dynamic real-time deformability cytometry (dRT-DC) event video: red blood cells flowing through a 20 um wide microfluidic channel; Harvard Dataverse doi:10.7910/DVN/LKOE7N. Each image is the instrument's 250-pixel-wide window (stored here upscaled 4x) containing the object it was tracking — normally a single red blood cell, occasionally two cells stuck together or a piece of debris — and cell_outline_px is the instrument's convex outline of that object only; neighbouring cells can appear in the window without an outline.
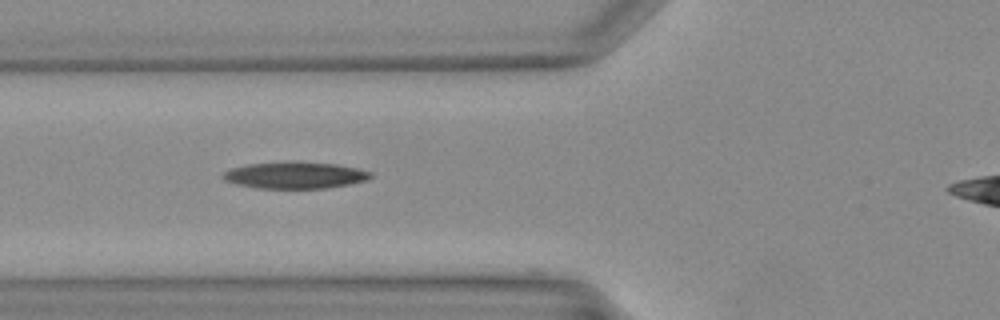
{"species": "Egyptian fruit bat (a non-hibernating species)", "species_latin": "Rousettus aegyptiacus", "temperature_condition": "warm", "stored_images_in_passage": 25, "camera_frame_rate_fps": 3000, "um_per_image_px": 0.085, "animal": {"sex": "female"}, "frame": {"image": 1, "passage_image": 4, "time_ms": 1.0, "image_size_px": [1000, 320], "cell_outline_px": [[372, 176], [368, 180], [348, 184], [324, 188], [256, 188], [236, 184], [224, 180], [220, 176], [224, 172], [232, 168], [248, 164], [288, 160], [296, 160], [336, 164], [356, 168], [372, 172]], "centroid_in_image_um": [25.05, 14.87], "position_along_channel_um": 100.7, "area_um2": 23.29}}
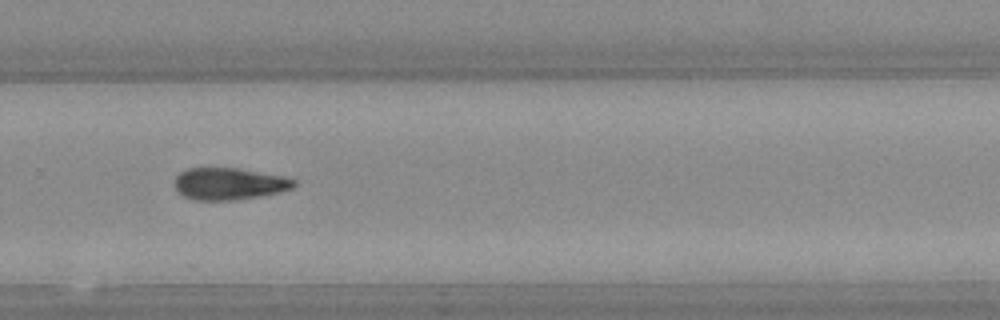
{"frame": {"image": 2, "passage_image": 16, "time_ms": 5.0, "image_size_px": [1000, 320], "cell_outline_px": [[296, 184], [292, 188], [280, 192], [260, 196], [236, 200], [192, 200], [184, 196], [176, 188], [176, 176], [180, 172], [188, 168], [236, 168], [284, 176], [296, 180]], "centroid_in_image_um": [19.5, 15.62], "position_along_channel_um": 310.3, "area_um2": 22.14}}
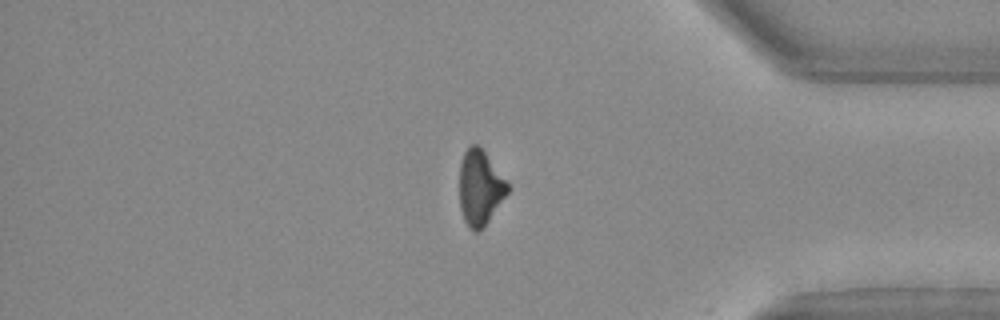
{"frame": {"image": 3, "passage_image": 22, "time_ms": 7.0, "image_size_px": [1000, 320], "cell_outline_px": [[512, 188], [488, 220], [476, 232], [472, 232], [468, 228], [464, 220], [460, 208], [460, 164], [464, 152], [472, 144], [476, 144], [484, 152]], "centroid_in_image_um": [40.8, 15.97], "position_along_channel_um": 394.4, "area_um2": 20.75}}